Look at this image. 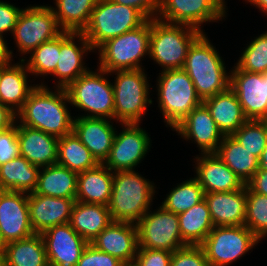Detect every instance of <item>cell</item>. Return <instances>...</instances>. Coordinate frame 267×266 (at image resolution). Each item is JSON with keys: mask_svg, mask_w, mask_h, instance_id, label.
<instances>
[{"mask_svg": "<svg viewBox=\"0 0 267 266\" xmlns=\"http://www.w3.org/2000/svg\"><path fill=\"white\" fill-rule=\"evenodd\" d=\"M69 105L64 88L38 84L17 113V122L61 138L72 132L73 128L74 115Z\"/></svg>", "mask_w": 267, "mask_h": 266, "instance_id": "obj_1", "label": "cell"}, {"mask_svg": "<svg viewBox=\"0 0 267 266\" xmlns=\"http://www.w3.org/2000/svg\"><path fill=\"white\" fill-rule=\"evenodd\" d=\"M118 125L122 129L118 126L109 156L103 164L112 172L136 170L153 148L151 135L141 123Z\"/></svg>", "mask_w": 267, "mask_h": 266, "instance_id": "obj_13", "label": "cell"}, {"mask_svg": "<svg viewBox=\"0 0 267 266\" xmlns=\"http://www.w3.org/2000/svg\"><path fill=\"white\" fill-rule=\"evenodd\" d=\"M23 60L0 67V103L16 114L22 109L31 91L38 85ZM34 83V84H32Z\"/></svg>", "mask_w": 267, "mask_h": 266, "instance_id": "obj_24", "label": "cell"}, {"mask_svg": "<svg viewBox=\"0 0 267 266\" xmlns=\"http://www.w3.org/2000/svg\"><path fill=\"white\" fill-rule=\"evenodd\" d=\"M78 173L58 164L40 168L35 193L76 199Z\"/></svg>", "mask_w": 267, "mask_h": 266, "instance_id": "obj_30", "label": "cell"}, {"mask_svg": "<svg viewBox=\"0 0 267 266\" xmlns=\"http://www.w3.org/2000/svg\"><path fill=\"white\" fill-rule=\"evenodd\" d=\"M93 69H89L65 88L72 109L84 112H79L80 115L74 117L114 120V91L110 73L99 67Z\"/></svg>", "mask_w": 267, "mask_h": 266, "instance_id": "obj_6", "label": "cell"}, {"mask_svg": "<svg viewBox=\"0 0 267 266\" xmlns=\"http://www.w3.org/2000/svg\"><path fill=\"white\" fill-rule=\"evenodd\" d=\"M90 244L118 258L125 265L134 264L139 248L137 226L134 223L113 221Z\"/></svg>", "mask_w": 267, "mask_h": 266, "instance_id": "obj_22", "label": "cell"}, {"mask_svg": "<svg viewBox=\"0 0 267 266\" xmlns=\"http://www.w3.org/2000/svg\"><path fill=\"white\" fill-rule=\"evenodd\" d=\"M253 38L244 44L246 46L242 48L234 64L240 70L265 74L267 72V31Z\"/></svg>", "mask_w": 267, "mask_h": 266, "instance_id": "obj_39", "label": "cell"}, {"mask_svg": "<svg viewBox=\"0 0 267 266\" xmlns=\"http://www.w3.org/2000/svg\"><path fill=\"white\" fill-rule=\"evenodd\" d=\"M57 164L80 173L99 163L72 131L58 140Z\"/></svg>", "mask_w": 267, "mask_h": 266, "instance_id": "obj_36", "label": "cell"}, {"mask_svg": "<svg viewBox=\"0 0 267 266\" xmlns=\"http://www.w3.org/2000/svg\"><path fill=\"white\" fill-rule=\"evenodd\" d=\"M76 266H126L118 258L97 250L88 244Z\"/></svg>", "mask_w": 267, "mask_h": 266, "instance_id": "obj_43", "label": "cell"}, {"mask_svg": "<svg viewBox=\"0 0 267 266\" xmlns=\"http://www.w3.org/2000/svg\"><path fill=\"white\" fill-rule=\"evenodd\" d=\"M201 34L194 27L153 18L148 58L161 67L159 72L183 69L189 47Z\"/></svg>", "mask_w": 267, "mask_h": 266, "instance_id": "obj_7", "label": "cell"}, {"mask_svg": "<svg viewBox=\"0 0 267 266\" xmlns=\"http://www.w3.org/2000/svg\"><path fill=\"white\" fill-rule=\"evenodd\" d=\"M28 193L0 190V246L34 235Z\"/></svg>", "mask_w": 267, "mask_h": 266, "instance_id": "obj_16", "label": "cell"}, {"mask_svg": "<svg viewBox=\"0 0 267 266\" xmlns=\"http://www.w3.org/2000/svg\"><path fill=\"white\" fill-rule=\"evenodd\" d=\"M156 207H151L136 223L139 248L174 252L187 246L180 234L178 214L161 205Z\"/></svg>", "mask_w": 267, "mask_h": 266, "instance_id": "obj_14", "label": "cell"}, {"mask_svg": "<svg viewBox=\"0 0 267 266\" xmlns=\"http://www.w3.org/2000/svg\"><path fill=\"white\" fill-rule=\"evenodd\" d=\"M19 155L16 121L11 128L0 131V165L11 161Z\"/></svg>", "mask_w": 267, "mask_h": 266, "instance_id": "obj_44", "label": "cell"}, {"mask_svg": "<svg viewBox=\"0 0 267 266\" xmlns=\"http://www.w3.org/2000/svg\"><path fill=\"white\" fill-rule=\"evenodd\" d=\"M23 7L7 0H0V36L11 35Z\"/></svg>", "mask_w": 267, "mask_h": 266, "instance_id": "obj_46", "label": "cell"}, {"mask_svg": "<svg viewBox=\"0 0 267 266\" xmlns=\"http://www.w3.org/2000/svg\"><path fill=\"white\" fill-rule=\"evenodd\" d=\"M178 221L182 240L187 245H200L214 227L205 199L178 214Z\"/></svg>", "mask_w": 267, "mask_h": 266, "instance_id": "obj_34", "label": "cell"}, {"mask_svg": "<svg viewBox=\"0 0 267 266\" xmlns=\"http://www.w3.org/2000/svg\"><path fill=\"white\" fill-rule=\"evenodd\" d=\"M162 198L161 205L165 210L180 214L204 200V190L194 177L182 180L173 185Z\"/></svg>", "mask_w": 267, "mask_h": 266, "instance_id": "obj_38", "label": "cell"}, {"mask_svg": "<svg viewBox=\"0 0 267 266\" xmlns=\"http://www.w3.org/2000/svg\"><path fill=\"white\" fill-rule=\"evenodd\" d=\"M214 226H240L245 224L246 185L229 192L205 193Z\"/></svg>", "mask_w": 267, "mask_h": 266, "instance_id": "obj_26", "label": "cell"}, {"mask_svg": "<svg viewBox=\"0 0 267 266\" xmlns=\"http://www.w3.org/2000/svg\"><path fill=\"white\" fill-rule=\"evenodd\" d=\"M203 104L224 136H232L248 121L237 95L230 87L203 100Z\"/></svg>", "mask_w": 267, "mask_h": 266, "instance_id": "obj_27", "label": "cell"}, {"mask_svg": "<svg viewBox=\"0 0 267 266\" xmlns=\"http://www.w3.org/2000/svg\"><path fill=\"white\" fill-rule=\"evenodd\" d=\"M192 160L194 178L204 193L236 191L245 186L215 153L198 154Z\"/></svg>", "mask_w": 267, "mask_h": 266, "instance_id": "obj_20", "label": "cell"}, {"mask_svg": "<svg viewBox=\"0 0 267 266\" xmlns=\"http://www.w3.org/2000/svg\"><path fill=\"white\" fill-rule=\"evenodd\" d=\"M137 171L138 169L114 172L111 199L108 205L114 222L136 224L152 207L153 200L157 199L156 183Z\"/></svg>", "mask_w": 267, "mask_h": 266, "instance_id": "obj_3", "label": "cell"}, {"mask_svg": "<svg viewBox=\"0 0 267 266\" xmlns=\"http://www.w3.org/2000/svg\"><path fill=\"white\" fill-rule=\"evenodd\" d=\"M258 243L260 240L245 225L214 226L200 246L209 266H230L251 253Z\"/></svg>", "mask_w": 267, "mask_h": 266, "instance_id": "obj_11", "label": "cell"}, {"mask_svg": "<svg viewBox=\"0 0 267 266\" xmlns=\"http://www.w3.org/2000/svg\"><path fill=\"white\" fill-rule=\"evenodd\" d=\"M232 137L243 148L260 158L267 145V120H248Z\"/></svg>", "mask_w": 267, "mask_h": 266, "instance_id": "obj_41", "label": "cell"}, {"mask_svg": "<svg viewBox=\"0 0 267 266\" xmlns=\"http://www.w3.org/2000/svg\"><path fill=\"white\" fill-rule=\"evenodd\" d=\"M171 266H209L200 245H187L173 252Z\"/></svg>", "mask_w": 267, "mask_h": 266, "instance_id": "obj_42", "label": "cell"}, {"mask_svg": "<svg viewBox=\"0 0 267 266\" xmlns=\"http://www.w3.org/2000/svg\"><path fill=\"white\" fill-rule=\"evenodd\" d=\"M40 167L19 155L0 165V190L32 193L38 183Z\"/></svg>", "mask_w": 267, "mask_h": 266, "instance_id": "obj_32", "label": "cell"}, {"mask_svg": "<svg viewBox=\"0 0 267 266\" xmlns=\"http://www.w3.org/2000/svg\"><path fill=\"white\" fill-rule=\"evenodd\" d=\"M245 226L262 242L267 239V196L253 192L246 185Z\"/></svg>", "mask_w": 267, "mask_h": 266, "instance_id": "obj_40", "label": "cell"}, {"mask_svg": "<svg viewBox=\"0 0 267 266\" xmlns=\"http://www.w3.org/2000/svg\"><path fill=\"white\" fill-rule=\"evenodd\" d=\"M113 178L114 172L104 164L78 173L76 201L108 206Z\"/></svg>", "mask_w": 267, "mask_h": 266, "instance_id": "obj_28", "label": "cell"}, {"mask_svg": "<svg viewBox=\"0 0 267 266\" xmlns=\"http://www.w3.org/2000/svg\"><path fill=\"white\" fill-rule=\"evenodd\" d=\"M118 123L108 118L78 116L74 117L72 131L97 162L103 164L109 156Z\"/></svg>", "mask_w": 267, "mask_h": 266, "instance_id": "obj_21", "label": "cell"}, {"mask_svg": "<svg viewBox=\"0 0 267 266\" xmlns=\"http://www.w3.org/2000/svg\"><path fill=\"white\" fill-rule=\"evenodd\" d=\"M173 252L159 249L138 248L135 266H171Z\"/></svg>", "mask_w": 267, "mask_h": 266, "instance_id": "obj_45", "label": "cell"}, {"mask_svg": "<svg viewBox=\"0 0 267 266\" xmlns=\"http://www.w3.org/2000/svg\"><path fill=\"white\" fill-rule=\"evenodd\" d=\"M147 20L134 7L120 5L111 0H98L81 33L96 52L106 41L138 28Z\"/></svg>", "mask_w": 267, "mask_h": 266, "instance_id": "obj_9", "label": "cell"}, {"mask_svg": "<svg viewBox=\"0 0 267 266\" xmlns=\"http://www.w3.org/2000/svg\"><path fill=\"white\" fill-rule=\"evenodd\" d=\"M20 155L40 168L57 164L59 138L17 122Z\"/></svg>", "mask_w": 267, "mask_h": 266, "instance_id": "obj_25", "label": "cell"}, {"mask_svg": "<svg viewBox=\"0 0 267 266\" xmlns=\"http://www.w3.org/2000/svg\"><path fill=\"white\" fill-rule=\"evenodd\" d=\"M6 38L7 37L0 36V67L10 64L14 60V58H17V54H14V50L17 49L13 47L12 50V46L8 45L10 43H7L9 39Z\"/></svg>", "mask_w": 267, "mask_h": 266, "instance_id": "obj_50", "label": "cell"}, {"mask_svg": "<svg viewBox=\"0 0 267 266\" xmlns=\"http://www.w3.org/2000/svg\"><path fill=\"white\" fill-rule=\"evenodd\" d=\"M259 169L267 170V145L259 158Z\"/></svg>", "mask_w": 267, "mask_h": 266, "instance_id": "obj_52", "label": "cell"}, {"mask_svg": "<svg viewBox=\"0 0 267 266\" xmlns=\"http://www.w3.org/2000/svg\"><path fill=\"white\" fill-rule=\"evenodd\" d=\"M229 0H160L157 19L194 27L205 33L204 26L220 23L229 16ZM205 23V24H204Z\"/></svg>", "mask_w": 267, "mask_h": 266, "instance_id": "obj_12", "label": "cell"}, {"mask_svg": "<svg viewBox=\"0 0 267 266\" xmlns=\"http://www.w3.org/2000/svg\"><path fill=\"white\" fill-rule=\"evenodd\" d=\"M17 114L9 107L0 103V131L7 130L15 125Z\"/></svg>", "mask_w": 267, "mask_h": 266, "instance_id": "obj_49", "label": "cell"}, {"mask_svg": "<svg viewBox=\"0 0 267 266\" xmlns=\"http://www.w3.org/2000/svg\"><path fill=\"white\" fill-rule=\"evenodd\" d=\"M114 91V121L120 124L142 123L147 108L154 104L150 76L145 69L110 72ZM151 97V98H150Z\"/></svg>", "mask_w": 267, "mask_h": 266, "instance_id": "obj_4", "label": "cell"}, {"mask_svg": "<svg viewBox=\"0 0 267 266\" xmlns=\"http://www.w3.org/2000/svg\"><path fill=\"white\" fill-rule=\"evenodd\" d=\"M215 154L245 185L259 170V158L243 148L232 136H224Z\"/></svg>", "mask_w": 267, "mask_h": 266, "instance_id": "obj_33", "label": "cell"}, {"mask_svg": "<svg viewBox=\"0 0 267 266\" xmlns=\"http://www.w3.org/2000/svg\"><path fill=\"white\" fill-rule=\"evenodd\" d=\"M63 32L50 4H30L19 14L10 38L18 49V60H23L42 43L55 39Z\"/></svg>", "mask_w": 267, "mask_h": 266, "instance_id": "obj_10", "label": "cell"}, {"mask_svg": "<svg viewBox=\"0 0 267 266\" xmlns=\"http://www.w3.org/2000/svg\"><path fill=\"white\" fill-rule=\"evenodd\" d=\"M246 185L253 192L267 196V170L259 169Z\"/></svg>", "mask_w": 267, "mask_h": 266, "instance_id": "obj_48", "label": "cell"}, {"mask_svg": "<svg viewBox=\"0 0 267 266\" xmlns=\"http://www.w3.org/2000/svg\"><path fill=\"white\" fill-rule=\"evenodd\" d=\"M213 44L207 33H202L189 47L183 67L202 101L225 91L230 84L231 67Z\"/></svg>", "mask_w": 267, "mask_h": 266, "instance_id": "obj_2", "label": "cell"}, {"mask_svg": "<svg viewBox=\"0 0 267 266\" xmlns=\"http://www.w3.org/2000/svg\"><path fill=\"white\" fill-rule=\"evenodd\" d=\"M49 266H76L89 244L70 225L60 224L41 233Z\"/></svg>", "mask_w": 267, "mask_h": 266, "instance_id": "obj_19", "label": "cell"}, {"mask_svg": "<svg viewBox=\"0 0 267 266\" xmlns=\"http://www.w3.org/2000/svg\"><path fill=\"white\" fill-rule=\"evenodd\" d=\"M50 8L64 31L82 32L98 0H53Z\"/></svg>", "mask_w": 267, "mask_h": 266, "instance_id": "obj_35", "label": "cell"}, {"mask_svg": "<svg viewBox=\"0 0 267 266\" xmlns=\"http://www.w3.org/2000/svg\"><path fill=\"white\" fill-rule=\"evenodd\" d=\"M229 87L237 95L248 120H267V76L230 68Z\"/></svg>", "mask_w": 267, "mask_h": 266, "instance_id": "obj_17", "label": "cell"}, {"mask_svg": "<svg viewBox=\"0 0 267 266\" xmlns=\"http://www.w3.org/2000/svg\"><path fill=\"white\" fill-rule=\"evenodd\" d=\"M153 92H156L159 112L166 128L173 130L203 101L197 95L195 86L184 69L159 72Z\"/></svg>", "mask_w": 267, "mask_h": 266, "instance_id": "obj_5", "label": "cell"}, {"mask_svg": "<svg viewBox=\"0 0 267 266\" xmlns=\"http://www.w3.org/2000/svg\"><path fill=\"white\" fill-rule=\"evenodd\" d=\"M113 222L108 206L75 201L71 227L89 244Z\"/></svg>", "mask_w": 267, "mask_h": 266, "instance_id": "obj_29", "label": "cell"}, {"mask_svg": "<svg viewBox=\"0 0 267 266\" xmlns=\"http://www.w3.org/2000/svg\"><path fill=\"white\" fill-rule=\"evenodd\" d=\"M150 33L151 19H148L138 28L106 41L94 52L98 55L97 67L109 73L145 69L142 61L149 57Z\"/></svg>", "mask_w": 267, "mask_h": 266, "instance_id": "obj_8", "label": "cell"}, {"mask_svg": "<svg viewBox=\"0 0 267 266\" xmlns=\"http://www.w3.org/2000/svg\"><path fill=\"white\" fill-rule=\"evenodd\" d=\"M114 3L134 7L147 19L156 18L160 8V0H111Z\"/></svg>", "mask_w": 267, "mask_h": 266, "instance_id": "obj_47", "label": "cell"}, {"mask_svg": "<svg viewBox=\"0 0 267 266\" xmlns=\"http://www.w3.org/2000/svg\"><path fill=\"white\" fill-rule=\"evenodd\" d=\"M76 199L28 193L30 224L36 234L50 227L69 223Z\"/></svg>", "mask_w": 267, "mask_h": 266, "instance_id": "obj_23", "label": "cell"}, {"mask_svg": "<svg viewBox=\"0 0 267 266\" xmlns=\"http://www.w3.org/2000/svg\"><path fill=\"white\" fill-rule=\"evenodd\" d=\"M247 4L249 3L250 6H254L257 8L259 12L262 13L267 18V0H243Z\"/></svg>", "mask_w": 267, "mask_h": 266, "instance_id": "obj_51", "label": "cell"}, {"mask_svg": "<svg viewBox=\"0 0 267 266\" xmlns=\"http://www.w3.org/2000/svg\"><path fill=\"white\" fill-rule=\"evenodd\" d=\"M3 248V266H49L41 234L12 241Z\"/></svg>", "mask_w": 267, "mask_h": 266, "instance_id": "obj_31", "label": "cell"}, {"mask_svg": "<svg viewBox=\"0 0 267 266\" xmlns=\"http://www.w3.org/2000/svg\"><path fill=\"white\" fill-rule=\"evenodd\" d=\"M94 53L90 43L81 32L64 31L60 34V53L54 73L48 77L54 88H66L90 67L85 63L88 54Z\"/></svg>", "mask_w": 267, "mask_h": 266, "instance_id": "obj_15", "label": "cell"}, {"mask_svg": "<svg viewBox=\"0 0 267 266\" xmlns=\"http://www.w3.org/2000/svg\"><path fill=\"white\" fill-rule=\"evenodd\" d=\"M172 131L183 141L189 144L194 142L199 154L215 153L224 138L203 103L194 108Z\"/></svg>", "mask_w": 267, "mask_h": 266, "instance_id": "obj_18", "label": "cell"}, {"mask_svg": "<svg viewBox=\"0 0 267 266\" xmlns=\"http://www.w3.org/2000/svg\"><path fill=\"white\" fill-rule=\"evenodd\" d=\"M59 53L60 35L55 39L42 43L29 55H27L28 57L23 59L27 69L34 78V81L36 78H39V84L49 87L48 82H46L45 79L48 81L47 77H50L54 73L57 66Z\"/></svg>", "mask_w": 267, "mask_h": 266, "instance_id": "obj_37", "label": "cell"}, {"mask_svg": "<svg viewBox=\"0 0 267 266\" xmlns=\"http://www.w3.org/2000/svg\"><path fill=\"white\" fill-rule=\"evenodd\" d=\"M0 266H3V248L0 246Z\"/></svg>", "mask_w": 267, "mask_h": 266, "instance_id": "obj_53", "label": "cell"}]
</instances>
